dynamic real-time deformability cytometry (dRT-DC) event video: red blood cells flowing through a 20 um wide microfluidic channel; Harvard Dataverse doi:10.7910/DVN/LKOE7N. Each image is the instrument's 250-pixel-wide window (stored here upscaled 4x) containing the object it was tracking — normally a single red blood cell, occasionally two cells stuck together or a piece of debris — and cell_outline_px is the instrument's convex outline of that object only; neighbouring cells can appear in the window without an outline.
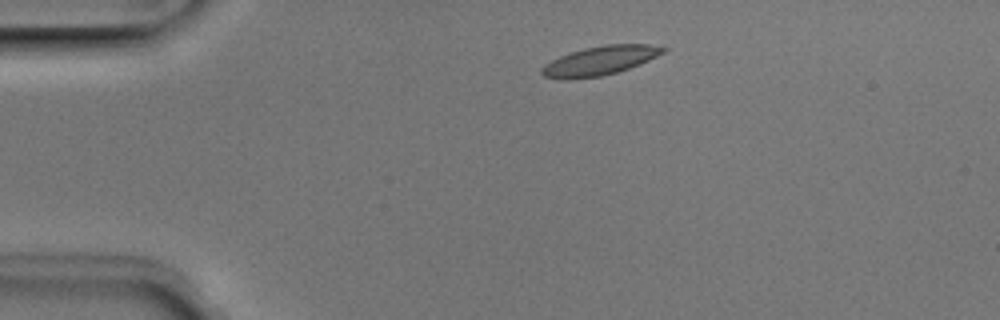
{"species": "Egyptian fruit bat (a non-hibernating species)", "species_latin": "Rousettus aegyptiacus", "temperature_condition": "room temperature", "stored_images_in_passage": 5, "camera_frame_rate_fps": 3000, "um_per_image_px": 0.085, "animal": {"sex": "male"}, "frame": {"image": 1, "passage_image": 1, "time_ms": 0.0, "image_size_px": [1000, 320], "cell_outline_px": [[668, 48], [664, 52], [640, 64], [616, 72], [600, 76], [568, 80], [564, 80], [544, 76], [540, 72], [540, 68], [544, 64], [560, 56], [584, 48], [604, 44], [648, 44]], "centroid_in_image_um": [50.95, 5.16], "position_along_channel_um": 34.0, "area_um2": 20.46}}
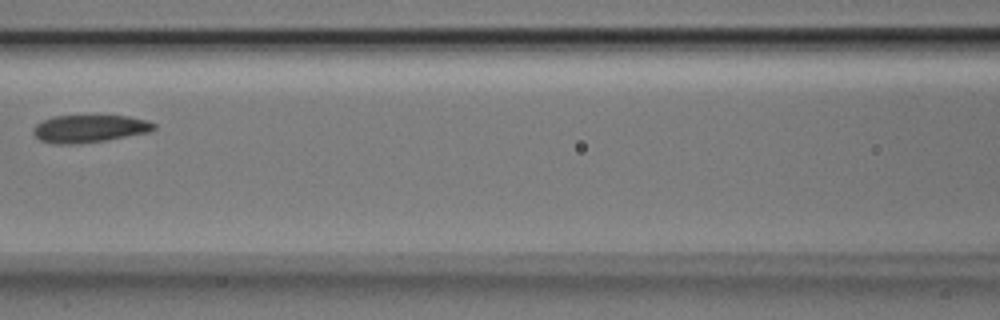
{"frame": {"image": 2, "passage_image": 4, "time_ms": 1.0, "image_size_px": [1000, 320], "cell_outline_px": [[156, 128], [148, 132], [104, 140], [72, 144], [56, 144], [40, 140], [32, 132], [36, 124], [52, 116], [128, 116], [148, 120], [156, 124]], "centroid_in_image_um": [7.6, 10.93], "position_along_channel_um": 159.0, "area_um2": 19.13}}
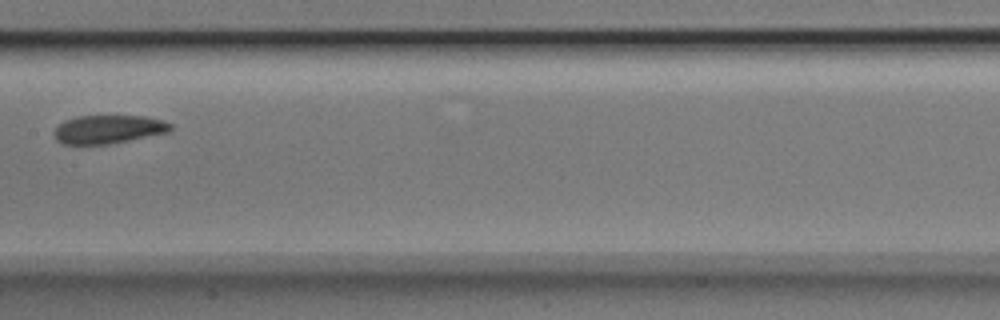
{"frame": {"image": 3, "passage_image": 5, "time_ms": 1.333, "image_size_px": [1000, 320], "cell_outline_px": [[172, 132], [108, 144], [64, 144], [56, 140], [52, 132], [64, 120], [76, 116], [148, 116], [164, 120], [172, 124]], "centroid_in_image_um": [9.25, 10.98], "position_along_channel_um": 198.2, "area_um2": 19.54}}